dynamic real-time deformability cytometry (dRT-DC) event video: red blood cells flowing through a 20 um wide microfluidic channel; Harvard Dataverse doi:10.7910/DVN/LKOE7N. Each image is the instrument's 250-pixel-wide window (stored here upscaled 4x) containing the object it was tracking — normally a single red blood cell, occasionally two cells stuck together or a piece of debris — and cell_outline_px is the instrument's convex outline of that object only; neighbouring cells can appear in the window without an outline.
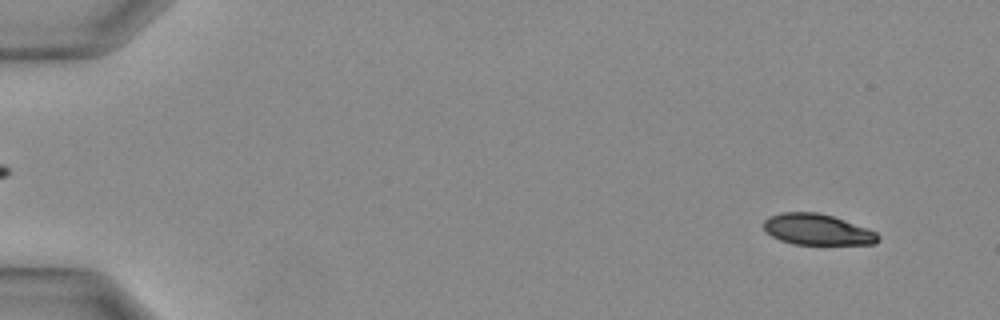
{"species": "Egyptian fruit bat (a non-hibernating species)", "species_latin": "Rousettus aegyptiacus", "temperature_condition": "warm", "stored_images_in_passage": 35, "segment_of_instrument_passage": [1, 2], "camera_frame_rate_fps": 3000, "um_per_image_px": 0.085, "animal": {"sex": "female"}, "frame": {"image": 1, "passage_image": 2, "time_ms": 0.333, "image_size_px": [1000, 320], "cell_outline_px": [[880, 240], [876, 244], [792, 244], [780, 240], [764, 232], [764, 220], [768, 216], [780, 212], [816, 212], [832, 216], [844, 220], [876, 232], [880, 236]], "centroid_in_image_um": [69.43, 19.51], "position_along_channel_um": 15.6, "area_um2": 20.69}}
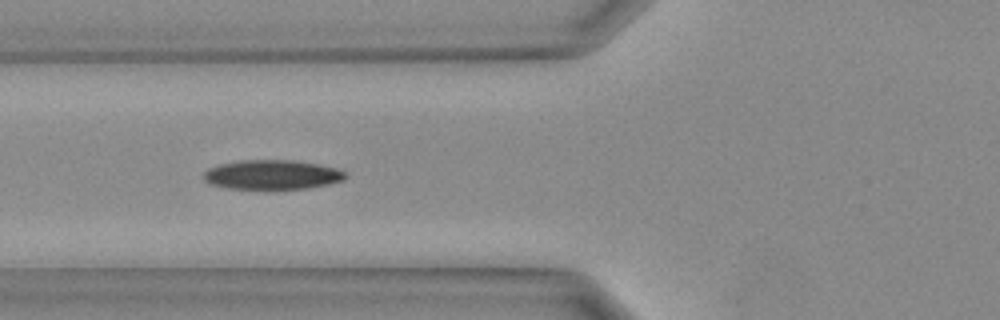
{"frame": {"image": 2, "passage_image": 13, "time_ms": 4.0, "image_size_px": [1000, 320], "cell_outline_px": [[348, 176], [344, 180], [328, 184], [304, 188], [272, 192], [228, 188], [212, 184], [204, 180], [204, 172], [208, 168], [220, 164], [240, 160], [292, 160], [320, 164], [340, 168], [348, 172]], "centroid_in_image_um": [23.18, 14.88], "position_along_channel_um": 102.6, "area_um2": 25.37}}
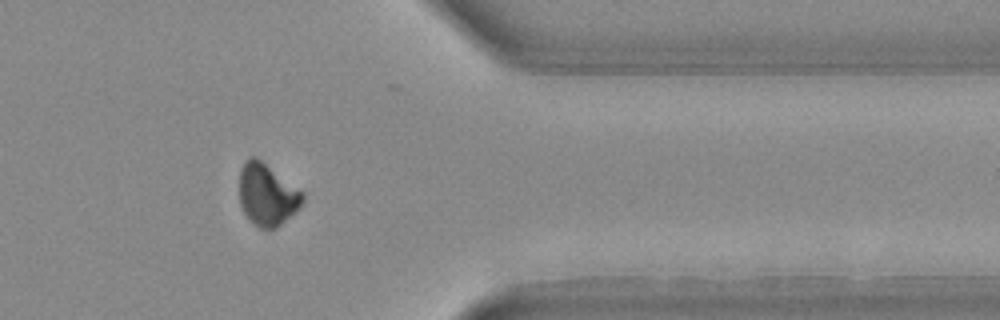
{"frame": {"image": 3, "passage_image": 28, "time_ms": 9.0, "image_size_px": [1000, 320], "cell_outline_px": [[304, 200], [276, 228], [260, 228], [248, 220], [240, 204], [240, 168], [252, 156], [256, 156], [304, 192]], "centroid_in_image_um": [22.68, 16.53], "position_along_channel_um": 388.7, "area_um2": 22.43}}